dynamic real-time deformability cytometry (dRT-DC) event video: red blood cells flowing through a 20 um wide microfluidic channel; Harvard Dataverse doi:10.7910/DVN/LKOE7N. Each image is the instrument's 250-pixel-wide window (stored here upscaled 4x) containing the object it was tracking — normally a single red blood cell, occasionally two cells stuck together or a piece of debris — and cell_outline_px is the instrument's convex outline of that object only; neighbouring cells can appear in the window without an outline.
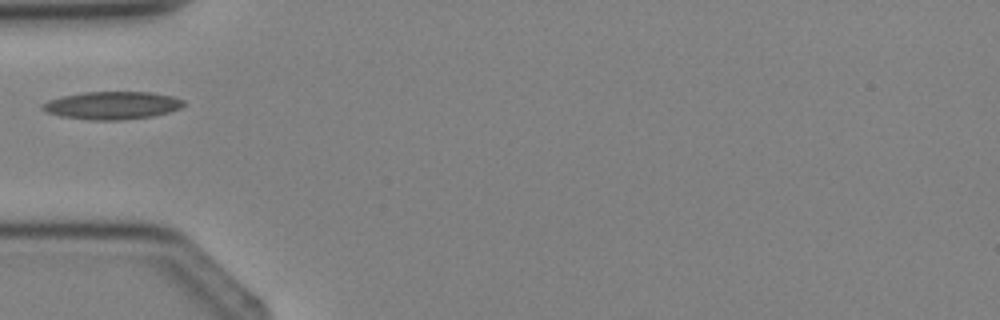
{"species": "Egyptian fruit bat (a non-hibernating species)", "species_latin": "Rousettus aegyptiacus", "temperature_condition": "cold", "stored_images_in_passage": 2, "camera_frame_rate_fps": 3000, "um_per_image_px": 0.085, "animal": {"sex": "female"}, "frame": {"image": 1, "passage_image": 2, "time_ms": 1.333, "image_size_px": [1000, 320], "cell_outline_px": [[184, 104], [180, 108], [168, 112], [152, 116], [124, 120], [88, 120], [60, 116], [48, 112], [40, 108], [40, 104], [48, 100], [60, 96], [84, 92], [152, 92], [172, 96], [184, 100]], "centroid_in_image_um": [9.5, 8.96], "position_along_channel_um": 75.5, "area_um2": 23.0}}